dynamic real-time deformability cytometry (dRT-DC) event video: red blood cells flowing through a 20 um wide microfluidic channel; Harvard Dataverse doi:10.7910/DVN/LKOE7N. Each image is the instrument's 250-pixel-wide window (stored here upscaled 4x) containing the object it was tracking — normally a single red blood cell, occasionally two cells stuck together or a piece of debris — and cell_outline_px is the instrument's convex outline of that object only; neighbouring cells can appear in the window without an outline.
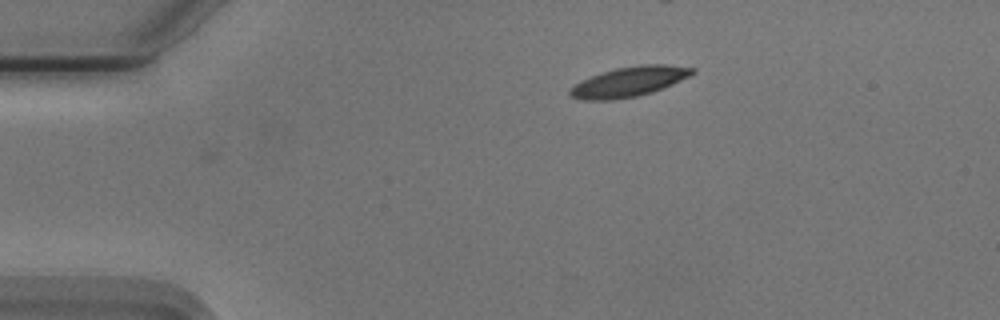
{"species": "Egyptian fruit bat (a non-hibernating species)", "species_latin": "Rousettus aegyptiacus", "temperature_condition": "cold", "stored_images_in_passage": 41, "camera_frame_rate_fps": 3000, "um_per_image_px": 0.085, "animal": {"sex": "male"}, "frame": {"image": 1, "passage_image": 1, "time_ms": 0.0, "image_size_px": [1000, 320], "cell_outline_px": [[696, 72], [672, 84], [652, 92], [636, 96], [612, 100], [584, 100], [572, 96], [568, 92], [568, 88], [580, 80], [600, 72], [616, 68], [640, 64], [668, 64], [696, 68]], "centroid_in_image_um": [53.44, 6.93], "position_along_channel_um": 31.6, "area_um2": 21.44}}
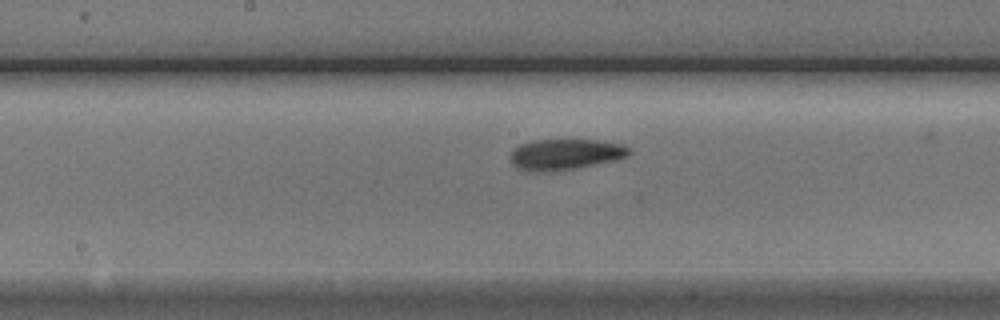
{"frame": {"image": 2, "passage_image": 19, "time_ms": 6.0, "image_size_px": [1000, 320], "cell_outline_px": [[632, 152], [628, 156], [616, 160], [576, 168], [552, 172], [528, 172], [516, 168], [508, 160], [508, 156], [512, 148], [520, 144], [532, 140], [600, 140], [624, 144]], "centroid_in_image_um": [47.98, 13.13], "position_along_channel_um": 200.2, "area_um2": 21.96}}
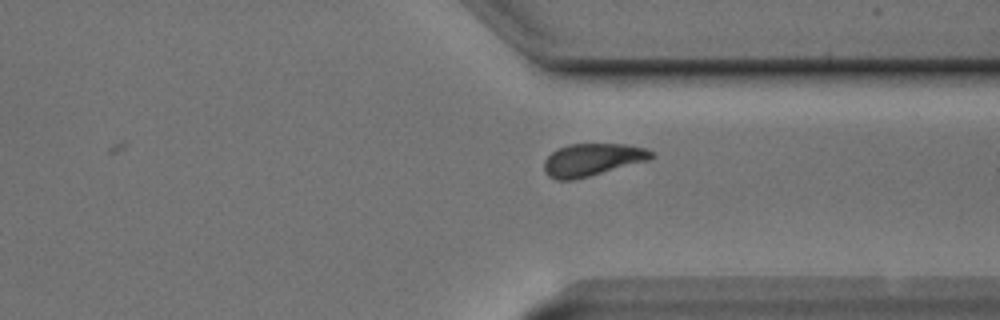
{"frame": {"image": 3, "passage_image": 32, "time_ms": 10.333, "image_size_px": [1000, 320], "cell_outline_px": [[656, 156], [648, 160], [588, 176], [572, 180], [556, 180], [548, 176], [544, 168], [544, 160], [556, 148], [568, 144], [628, 144], [648, 148], [656, 152]], "centroid_in_image_um": [50.37, 13.55], "position_along_channel_um": 361.0, "area_um2": 20.4}, "authors_computed_cell_mechanics": {"area_um2": 20.7502, "velocity_mm_per_s": 3.718, "shape_relaxation_time_tau1_ms": 5.1649, "shape_relaxation_time_tau2_ms": 3.8817, "deformation_change_tau1": 0.1485, "deformation_change_tau2": 0.0912}}